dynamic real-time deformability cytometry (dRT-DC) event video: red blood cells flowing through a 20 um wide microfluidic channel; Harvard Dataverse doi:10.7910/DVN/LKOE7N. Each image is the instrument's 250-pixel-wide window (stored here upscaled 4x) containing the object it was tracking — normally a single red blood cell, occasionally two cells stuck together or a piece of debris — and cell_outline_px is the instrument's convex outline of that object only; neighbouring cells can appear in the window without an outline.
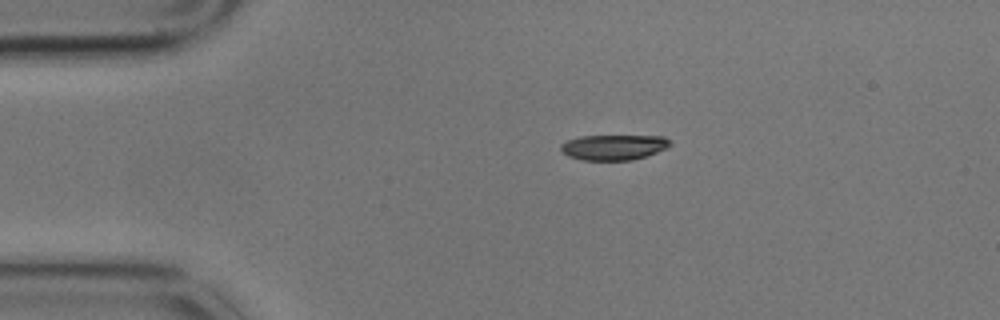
{"species": "common noctule bat (a hibernating species)", "species_latin": "Nyctalus noctula", "temperature_condition": "cold", "stored_images_in_passage": 4, "camera_frame_rate_fps": 3000, "um_per_image_px": 0.085, "animal": {"sex": "male", "body_mass_g": 17.9}, "frame": {"image": 1, "passage_image": 3, "time_ms": 0.667, "image_size_px": [1000, 320], "cell_outline_px": [[672, 144], [656, 152], [632, 160], [580, 160], [568, 156], [560, 152], [560, 144], [568, 140], [580, 136], [664, 136], [672, 140]], "centroid_in_image_um": [52.13, 12.51], "position_along_channel_um": 32.9, "area_um2": 16.18}}